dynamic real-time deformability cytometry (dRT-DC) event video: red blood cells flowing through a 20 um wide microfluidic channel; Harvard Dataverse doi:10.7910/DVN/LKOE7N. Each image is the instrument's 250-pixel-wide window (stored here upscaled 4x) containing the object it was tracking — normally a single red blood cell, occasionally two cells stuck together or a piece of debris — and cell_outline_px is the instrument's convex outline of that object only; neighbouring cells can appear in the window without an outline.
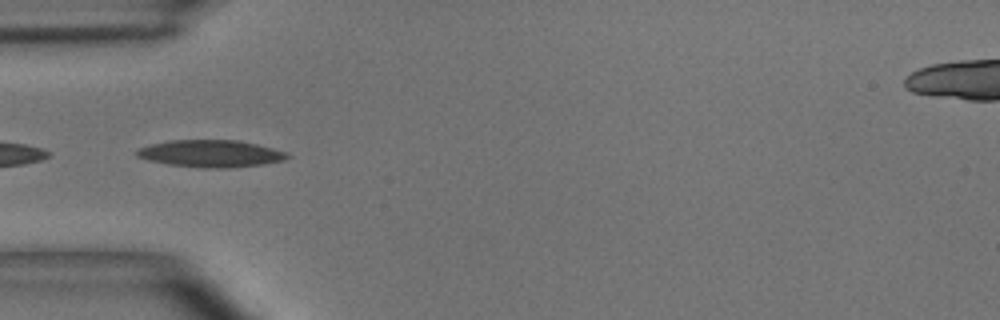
{"species": "common noctule bat (a hibernating species)", "species_latin": "Nyctalus noctula", "temperature_condition": "room temperature", "stored_images_in_passage": 10, "camera_frame_rate_fps": 3000, "um_per_image_px": 0.085, "animal": {"sex": "male", "body_mass_g": 15.6}, "frame": {"image": 1, "passage_image": 5, "time_ms": 1.333, "image_size_px": [1000, 320], "cell_outline_px": [[292, 156], [284, 160], [264, 164], [228, 168], [200, 168], [168, 164], [148, 160], [136, 156], [136, 152], [140, 148], [152, 144], [172, 140], [240, 140], [288, 152]], "centroid_in_image_um": [17.96, 13.06], "position_along_channel_um": 67.0, "area_um2": 23.81}}